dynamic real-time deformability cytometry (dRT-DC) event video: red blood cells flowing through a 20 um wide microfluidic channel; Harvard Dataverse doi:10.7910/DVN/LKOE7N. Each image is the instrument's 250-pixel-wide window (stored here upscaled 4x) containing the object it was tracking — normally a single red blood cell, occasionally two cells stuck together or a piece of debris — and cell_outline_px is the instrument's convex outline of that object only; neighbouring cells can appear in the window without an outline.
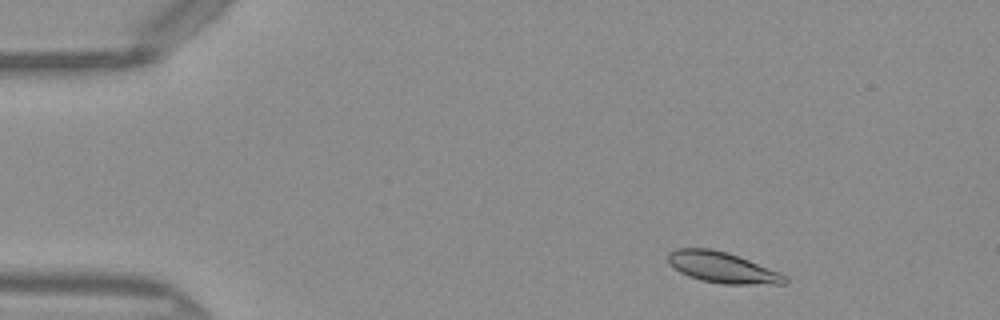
{"species": "Egyptian fruit bat (a non-hibernating species)", "species_latin": "Rousettus aegyptiacus", "temperature_condition": "warm", "stored_images_in_passage": 46, "camera_frame_rate_fps": 3000, "um_per_image_px": 0.085, "frame": {"image": 1, "passage_image": 3, "time_ms": 0.667, "image_size_px": [1000, 320], "cell_outline_px": [[788, 284], [724, 284], [700, 280], [688, 276], [680, 272], [668, 264], [668, 252], [676, 248], [712, 248], [728, 252], [780, 272], [788, 276]], "centroid_in_image_um": [61.4, 22.73], "position_along_channel_um": 23.6, "area_um2": 21.27}}
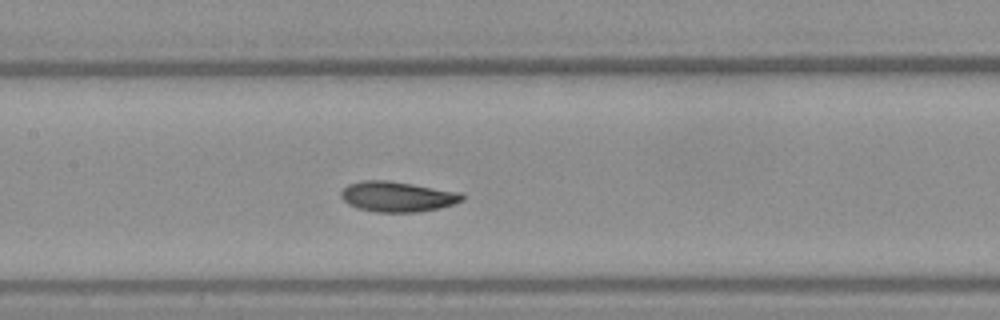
{"frame": {"image": 2, "passage_image": 20, "time_ms": 6.333, "image_size_px": [1000, 320], "cell_outline_px": [[464, 200], [440, 208], [416, 212], [376, 212], [360, 208], [348, 204], [340, 196], [340, 192], [348, 184], [360, 180], [388, 180], [460, 192], [464, 196]], "centroid_in_image_um": [33.76, 16.7], "position_along_channel_um": 173.6, "area_um2": 21.33}}
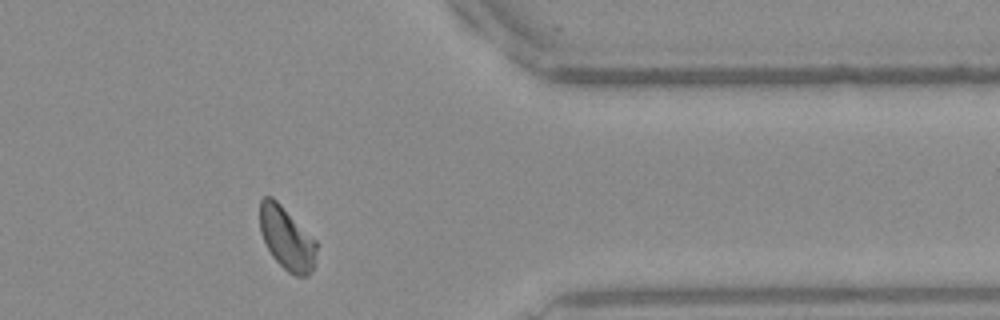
{"frame": {"image": 3, "passage_image": 37, "time_ms": 12.0, "image_size_px": [1000, 320], "cell_outline_px": [[316, 264], [308, 276], [296, 276], [288, 272], [272, 256], [260, 232], [260, 200], [264, 196], [272, 196], [316, 240]], "centroid_in_image_um": [24.38, 20.27], "position_along_channel_um": 387.0, "area_um2": 20.69}, "authors_computed_cell_mechanics": {"area_um2": 21.0392, "velocity_mm_per_s": 4.0577, "shape_relaxation_time_tau1_ms": 3.2864, "shape_relaxation_time_tau2_ms": 2.5976, "deformation_change_tau1": 0.111, "deformation_change_tau2": 0.0588}}